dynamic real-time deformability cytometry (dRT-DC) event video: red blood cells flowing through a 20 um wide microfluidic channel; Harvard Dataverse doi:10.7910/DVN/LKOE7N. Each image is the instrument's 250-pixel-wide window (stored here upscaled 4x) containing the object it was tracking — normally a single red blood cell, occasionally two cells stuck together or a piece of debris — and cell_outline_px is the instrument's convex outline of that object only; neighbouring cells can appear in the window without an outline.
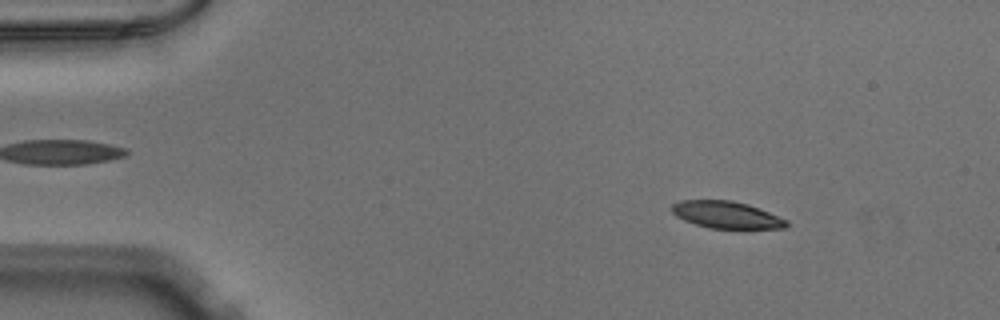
{"species": "Egyptian fruit bat (a non-hibernating species)", "species_latin": "Rousettus aegyptiacus", "temperature_condition": "warm", "stored_images_in_passage": 16, "camera_frame_rate_fps": 3000, "um_per_image_px": 0.085, "animal": {"sex": "male"}, "frame": {"image": 1, "passage_image": 7, "time_ms": 2.0, "image_size_px": [1000, 320], "cell_outline_px": [[788, 224], [784, 228], [708, 228], [684, 220], [676, 216], [672, 212], [672, 204], [680, 200], [732, 200], [748, 204], [760, 208], [788, 220]], "centroid_in_image_um": [61.74, 18.25], "position_along_channel_um": 23.3, "area_um2": 18.03}}